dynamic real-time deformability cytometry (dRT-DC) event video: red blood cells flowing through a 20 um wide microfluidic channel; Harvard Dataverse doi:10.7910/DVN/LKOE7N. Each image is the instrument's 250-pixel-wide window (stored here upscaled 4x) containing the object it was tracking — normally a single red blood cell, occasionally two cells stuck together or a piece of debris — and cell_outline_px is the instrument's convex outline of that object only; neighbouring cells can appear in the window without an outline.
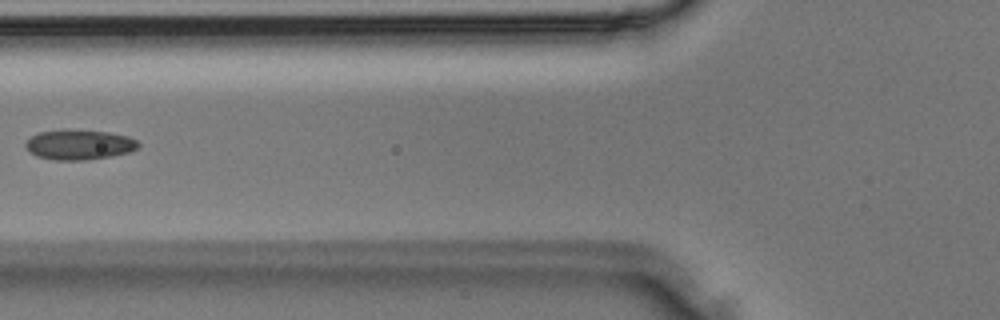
{"species": "Egyptian fruit bat (a non-hibernating species)", "species_latin": "Rousettus aegyptiacus", "temperature_condition": "room temperature", "stored_images_in_passage": 2, "camera_frame_rate_fps": 3000, "um_per_image_px": 0.085, "animal": {"sex": "male"}, "frame": {"image": 1, "passage_image": 2, "time_ms": 0.333, "image_size_px": [1000, 320], "cell_outline_px": [[140, 144], [136, 148], [128, 152], [112, 156], [84, 160], [56, 160], [36, 156], [24, 144], [32, 136], [40, 132], [64, 128], [68, 128], [108, 132], [128, 136], [136, 140]], "centroid_in_image_um": [6.73, 12.27], "position_along_channel_um": 119.1, "area_um2": 19.77}}